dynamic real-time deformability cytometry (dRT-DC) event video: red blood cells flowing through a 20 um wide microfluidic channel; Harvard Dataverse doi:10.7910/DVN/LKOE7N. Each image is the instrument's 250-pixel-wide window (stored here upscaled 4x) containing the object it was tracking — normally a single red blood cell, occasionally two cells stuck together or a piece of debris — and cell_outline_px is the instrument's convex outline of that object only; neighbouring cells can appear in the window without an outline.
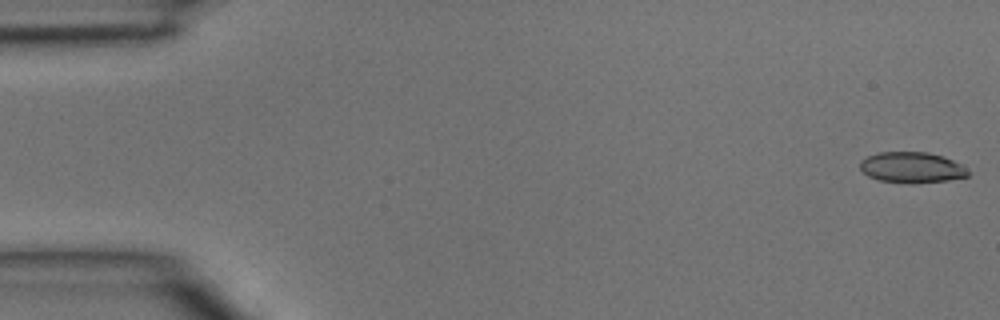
{"species": "common noctule bat (a hibernating species)", "species_latin": "Nyctalus noctula", "temperature_condition": "room temperature", "stored_images_in_passage": 4, "camera_frame_rate_fps": 3000, "um_per_image_px": 0.085, "animal": {"sex": "male", "body_mass_g": 15.6}, "frame": {"image": 1, "passage_image": 1, "time_ms": 0.0, "image_size_px": [1000, 320], "cell_outline_px": [[972, 172], [968, 176], [948, 180], [912, 184], [880, 180], [868, 176], [860, 168], [860, 160], [868, 156], [880, 152], [928, 152], [944, 156], [960, 164]], "centroid_in_image_um": [77.52, 14.24], "position_along_channel_um": 7.5, "area_um2": 19.48}}
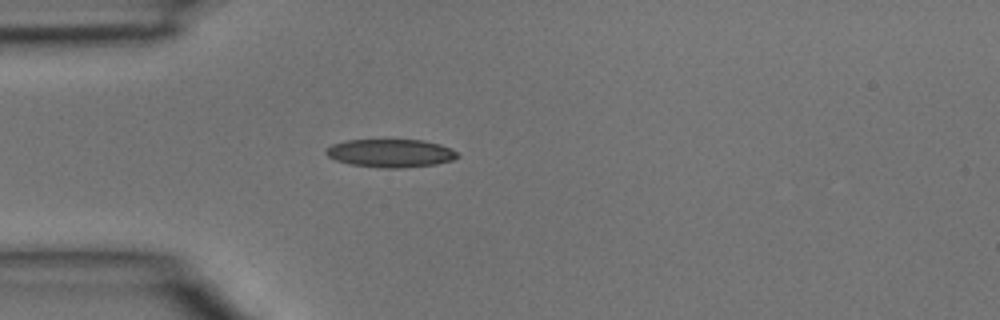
{"frame": {"image": 2, "passage_image": 4, "time_ms": 1.0, "image_size_px": [1000, 320], "cell_outline_px": [[460, 156], [452, 160], [436, 164], [404, 168], [380, 168], [348, 164], [336, 160], [328, 156], [324, 152], [332, 144], [348, 140], [424, 140], [440, 144], [456, 152]], "centroid_in_image_um": [33.19, 13.03], "position_along_channel_um": 51.8, "area_um2": 21.56}}